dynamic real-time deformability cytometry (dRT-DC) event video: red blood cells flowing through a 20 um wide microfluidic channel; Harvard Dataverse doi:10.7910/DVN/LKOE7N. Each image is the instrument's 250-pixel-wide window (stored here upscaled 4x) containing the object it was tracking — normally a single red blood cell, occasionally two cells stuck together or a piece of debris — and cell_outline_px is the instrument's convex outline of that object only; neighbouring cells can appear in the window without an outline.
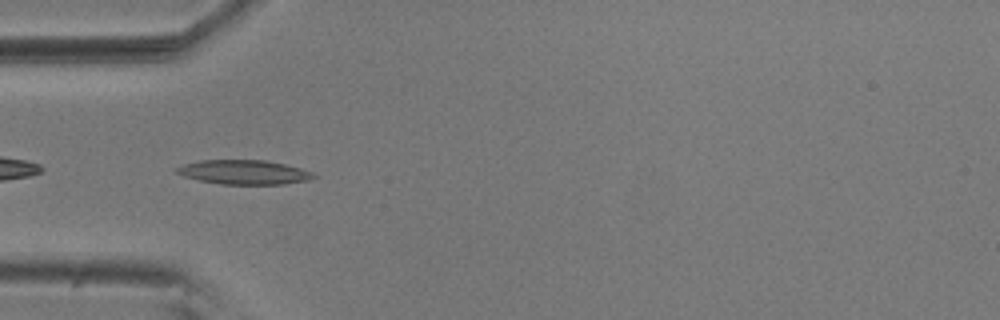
{"species": "common noctule bat (a hibernating species)", "species_latin": "Nyctalus noctula", "temperature_condition": "room temperature", "stored_images_in_passage": 40, "camera_frame_rate_fps": 3000, "um_per_image_px": 0.085, "animal": {"sex": "male", "body_mass_g": 20.5, "forearm_length_mm": 52.5}, "frame": {"image": 1, "passage_image": 2, "time_ms": 0.333, "image_size_px": [1000, 320], "cell_outline_px": [[316, 176], [308, 180], [284, 184], [220, 184], [200, 180], [184, 176], [176, 172], [176, 168], [184, 164], [200, 160], [268, 160], [300, 168], [312, 172]], "centroid_in_image_um": [20.74, 14.63], "position_along_channel_um": 64.3, "area_um2": 19.25}}
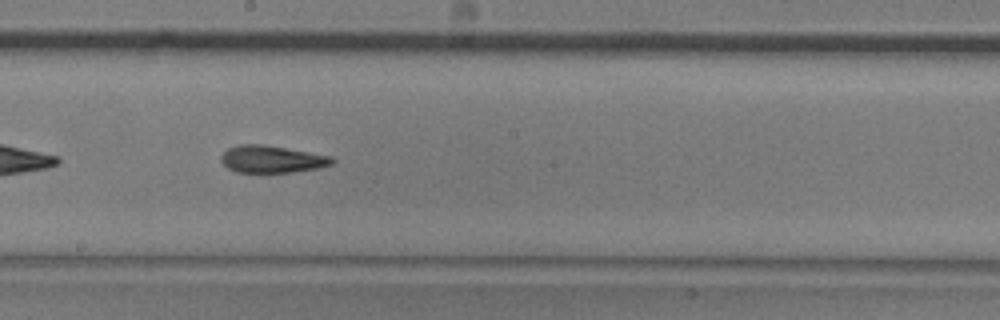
{"frame": {"image": 2, "passage_image": 15, "time_ms": 4.667, "image_size_px": [1000, 320], "cell_outline_px": [[336, 160], [332, 164], [320, 168], [292, 172], [236, 172], [228, 168], [220, 160], [220, 156], [228, 148], [240, 144], [260, 144], [332, 156]], "centroid_in_image_um": [23.11, 13.53], "position_along_channel_um": 225.1, "area_um2": 17.51}}
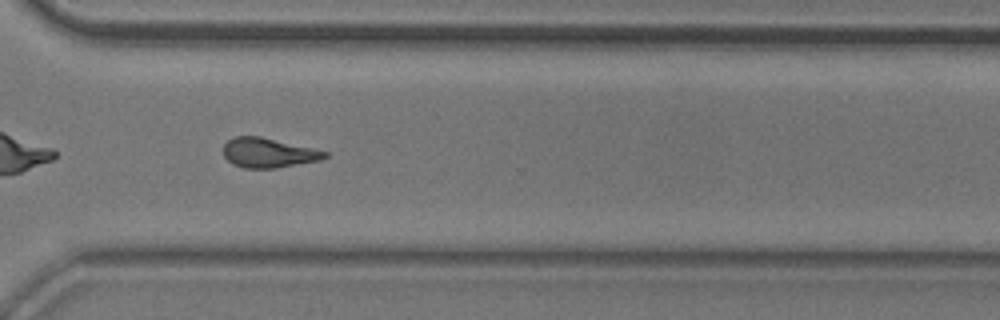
{"frame": {"image": 3, "passage_image": 25, "time_ms": 8.0, "image_size_px": [1000, 320], "cell_outline_px": [[328, 156], [320, 160], [276, 168], [244, 168], [232, 164], [224, 156], [224, 144], [228, 140], [236, 136], [260, 136], [312, 148], [328, 152]], "centroid_in_image_um": [22.8, 12.99], "position_along_channel_um": 347.8, "area_um2": 17.4}, "authors_computed_cell_mechanics": {"area_um2": 17.5712, "velocity_mm_per_s": 3.7006, "shape_relaxation_time_tau1_ms": 8.2988, "shape_relaxation_time_tau2_ms": 2.6653, "deformation_change_tau1": 0.1901, "deformation_change_tau2": 0.1104}}